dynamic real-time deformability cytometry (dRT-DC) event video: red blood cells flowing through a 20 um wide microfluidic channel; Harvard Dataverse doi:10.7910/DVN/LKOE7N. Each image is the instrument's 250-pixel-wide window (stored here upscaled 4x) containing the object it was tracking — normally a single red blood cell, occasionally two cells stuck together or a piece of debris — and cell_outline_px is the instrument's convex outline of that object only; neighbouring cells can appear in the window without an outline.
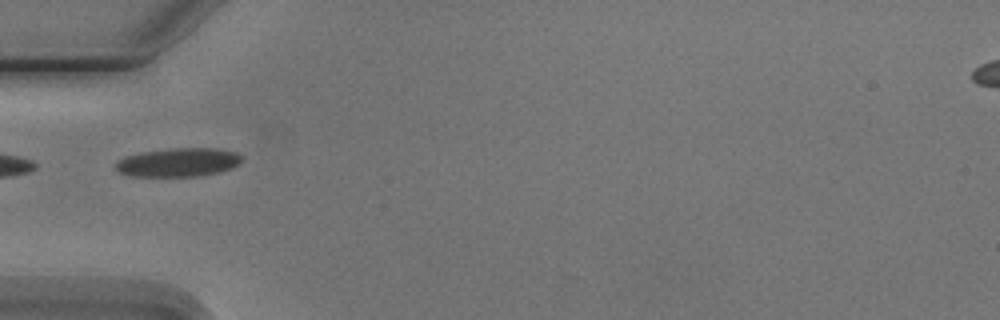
{"species": "Egyptian fruit bat (a non-hibernating species)", "species_latin": "Rousettus aegyptiacus", "temperature_condition": "cold", "stored_images_in_passage": 3, "camera_frame_rate_fps": 3000, "um_per_image_px": 0.085, "animal": {"sex": "male"}, "frame": {"image": 1, "passage_image": 1, "time_ms": 0.0, "image_size_px": [1000, 320], "cell_outline_px": [[240, 164], [232, 168], [220, 172], [200, 176], [132, 176], [120, 172], [116, 168], [116, 160], [124, 156], [140, 152], [176, 148], [216, 148], [236, 152], [240, 156]], "centroid_in_image_um": [15.15, 13.8], "position_along_channel_um": 69.8, "area_um2": 21.1}}
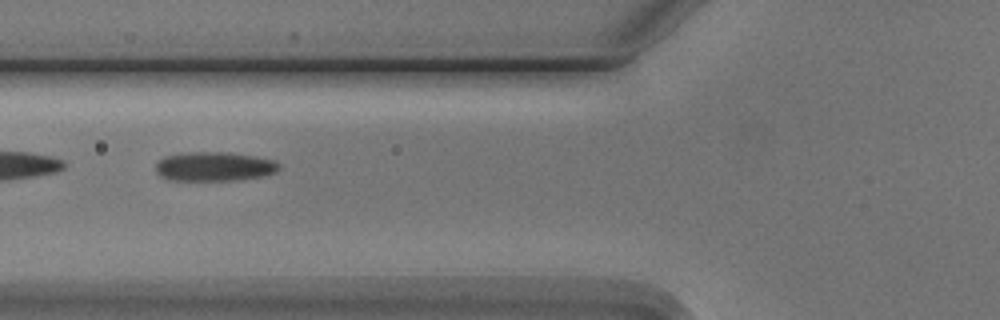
{"frame": {"image": 2, "passage_image": 2, "time_ms": 1.0, "image_size_px": [1000, 320], "cell_outline_px": [[280, 168], [276, 172], [264, 176], [232, 180], [168, 180], [160, 176], [156, 172], [156, 164], [160, 160], [168, 156], [188, 152], [228, 152], [252, 156], [272, 160], [280, 164]], "centroid_in_image_um": [18.21, 14.16], "position_along_channel_um": 107.6, "area_um2": 20.81}}
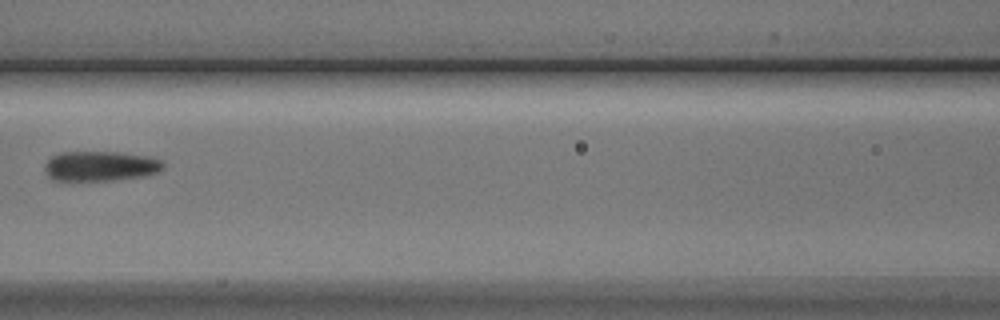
{"frame": {"image": 3, "passage_image": 3, "time_ms": 2.333, "image_size_px": [1000, 320], "cell_outline_px": [[164, 168], [156, 172], [144, 176], [116, 180], [52, 180], [48, 176], [44, 168], [44, 164], [52, 156], [60, 152], [116, 152], [152, 156], [160, 160], [164, 164]], "centroid_in_image_um": [8.54, 14.11], "position_along_channel_um": 158.1, "area_um2": 20.75}}